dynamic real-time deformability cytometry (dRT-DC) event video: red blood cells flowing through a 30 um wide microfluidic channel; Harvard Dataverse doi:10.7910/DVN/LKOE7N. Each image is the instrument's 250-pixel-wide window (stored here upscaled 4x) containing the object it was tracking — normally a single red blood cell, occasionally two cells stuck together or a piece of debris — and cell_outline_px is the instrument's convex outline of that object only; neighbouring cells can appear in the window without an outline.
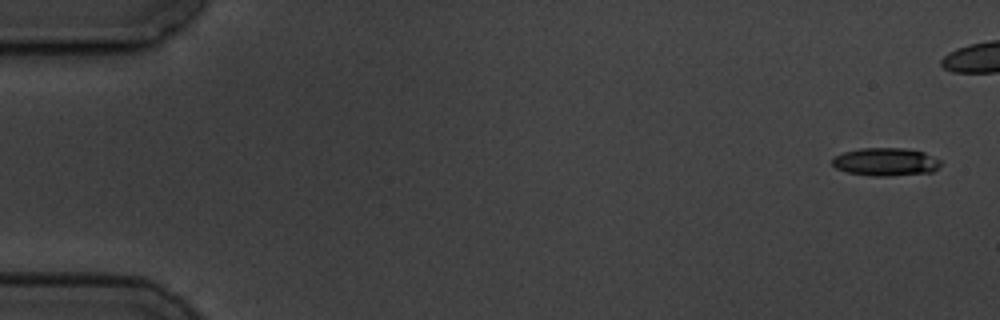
{"species": "common noctule bat (a hibernating species)", "species_latin": "Nyctalus noctula", "temperature_condition": "cold", "stored_images_in_passage": 5, "segment_of_instrument_passage": [2, 2], "camera_frame_rate_fps": 3000, "um_per_image_px": 0.085, "animal": {"sex": "male", "body_mass_g": 19.5, "forearm_length_mm": 54.6}, "frame": {"image": 1, "passage_image": 5, "time_ms": 6.333, "image_size_px": [1000, 320], "cell_outline_px": [[940, 164], [932, 172], [888, 176], [872, 176], [848, 172], [836, 168], [832, 164], [832, 156], [844, 152], [860, 148], [904, 148], [924, 152], [940, 160]], "centroid_in_image_um": [75.24, 13.75], "position_along_channel_um": 9.8, "area_um2": 17.63}}